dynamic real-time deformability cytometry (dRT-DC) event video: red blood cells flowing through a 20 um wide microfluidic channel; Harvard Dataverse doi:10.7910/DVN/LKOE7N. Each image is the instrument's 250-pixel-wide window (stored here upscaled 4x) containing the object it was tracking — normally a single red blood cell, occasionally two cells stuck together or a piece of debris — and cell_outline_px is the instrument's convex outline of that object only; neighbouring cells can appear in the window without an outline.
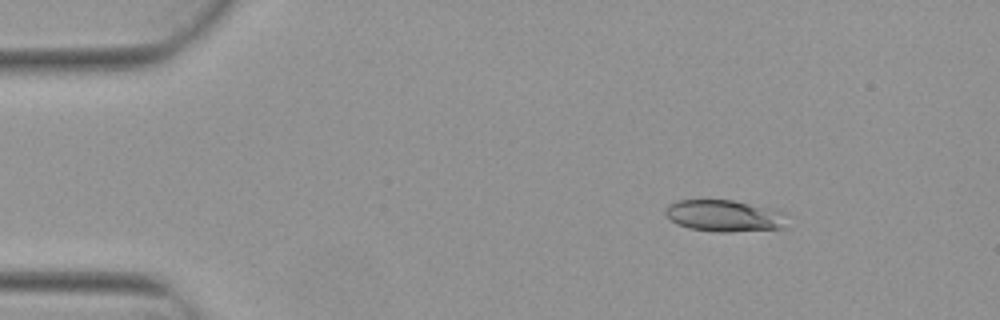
{"species": "Egyptian fruit bat (a non-hibernating species)", "species_latin": "Rousettus aegyptiacus", "temperature_condition": "warm", "stored_images_in_passage": 5, "camera_frame_rate_fps": 3000, "um_per_image_px": 0.085, "animal": {"sex": "female"}, "frame": {"image": 1, "passage_image": 3, "time_ms": 0.667, "image_size_px": [1000, 320], "cell_outline_px": [[784, 228], [728, 232], [716, 232], [688, 228], [676, 224], [664, 212], [664, 208], [668, 204], [676, 200], [732, 200], [784, 212]], "centroid_in_image_um": [61.49, 18.34], "position_along_channel_um": 23.5, "area_um2": 22.25}}
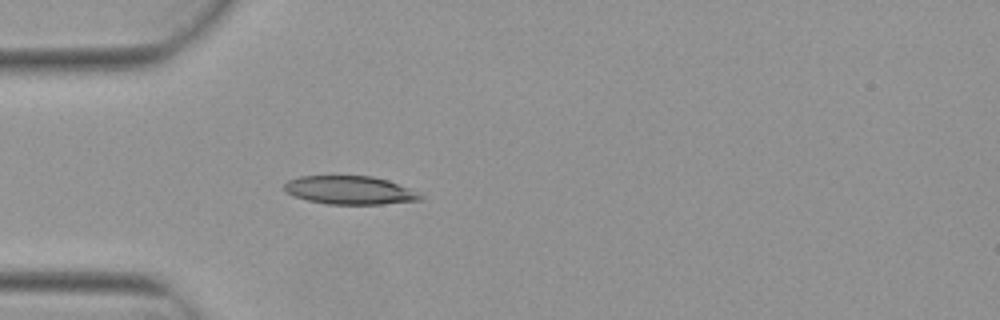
{"frame": {"image": 2, "passage_image": 5, "time_ms": 1.333, "image_size_px": [1000, 320], "cell_outline_px": [[424, 196], [420, 200], [380, 204], [328, 204], [308, 200], [296, 196], [288, 192], [284, 188], [284, 184], [288, 180], [300, 176], [372, 176], [388, 180], [408, 188]], "centroid_in_image_um": [29.73, 16.16], "position_along_channel_um": 55.3, "area_um2": 22.2}}